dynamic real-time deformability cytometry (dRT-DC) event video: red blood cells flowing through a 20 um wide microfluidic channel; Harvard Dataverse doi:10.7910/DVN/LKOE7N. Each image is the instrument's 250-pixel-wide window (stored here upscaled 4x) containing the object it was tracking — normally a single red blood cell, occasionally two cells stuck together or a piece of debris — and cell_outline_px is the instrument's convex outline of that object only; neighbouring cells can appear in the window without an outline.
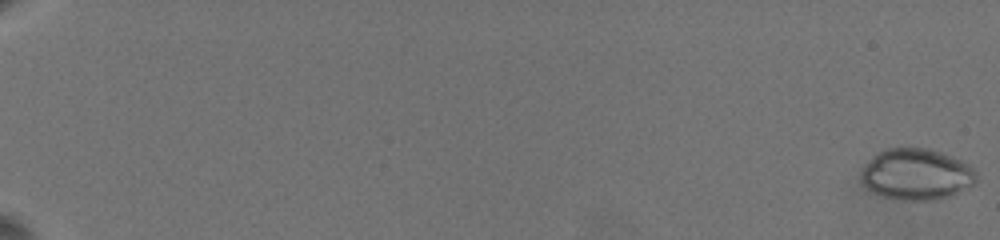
{"species": "common noctule bat (a hibernating species)", "species_latin": "Nyctalus noctula", "temperature_condition": "warm", "stored_images_in_passage": 17, "camera_frame_rate_fps": 3000, "um_per_image_px": 0.085, "animal": {"sex": "female", "body_mass_g": 19.5, "forearm_length_mm": 54.1}, "frame": {"image": 1, "passage_image": 1, "time_ms": 0.0, "image_size_px": [1000, 240], "cell_outline_px": [[976, 180], [972, 184], [952, 196], [936, 200], [904, 200], [880, 196], [868, 188], [860, 180], [860, 172], [872, 156], [888, 148], [928, 148], [940, 152], [960, 160], [968, 164], [976, 172]], "centroid_in_image_um": [77.88, 14.82], "position_along_channel_um": 7.1, "area_um2": 34.28}}